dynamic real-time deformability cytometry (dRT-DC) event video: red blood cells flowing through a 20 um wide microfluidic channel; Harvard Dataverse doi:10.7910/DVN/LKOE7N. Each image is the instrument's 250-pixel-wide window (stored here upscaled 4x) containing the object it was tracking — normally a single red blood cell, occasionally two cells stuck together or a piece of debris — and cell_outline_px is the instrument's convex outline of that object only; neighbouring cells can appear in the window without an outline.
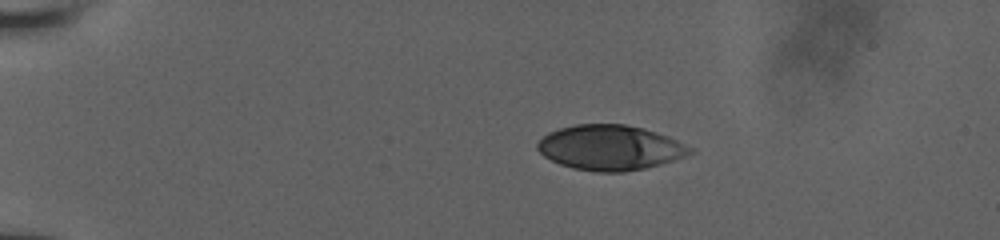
{"species": "human", "species_latin": "Homo sapiens", "temperature_condition": "room temperature", "stored_images_in_passage": 44, "camera_frame_rate_fps": 3000, "um_per_image_px": 0.085, "donor": {"sex": "male"}, "frame": {"image": 1, "passage_image": 1, "time_ms": 0.0, "image_size_px": [1000, 240], "cell_outline_px": [[696, 152], [660, 164], [644, 168], [624, 172], [596, 172], [572, 168], [560, 164], [544, 156], [536, 148], [536, 144], [548, 132], [560, 128], [576, 124], [624, 124], [644, 128], [668, 136], [696, 148]], "centroid_in_image_um": [51.88, 12.54], "position_along_channel_um": 33.1, "area_um2": 40.17}}
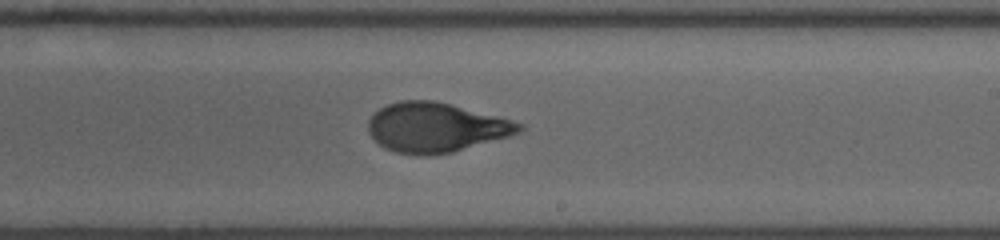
{"frame": {"image": 2, "passage_image": 24, "time_ms": 7.667, "image_size_px": [1000, 240], "cell_outline_px": [[524, 128], [520, 132], [508, 136], [452, 152], [428, 156], [420, 156], [396, 152], [384, 148], [368, 132], [368, 120], [380, 108], [388, 104], [400, 100], [432, 100], [448, 104], [524, 124]], "centroid_in_image_um": [36.99, 10.85], "position_along_channel_um": 252.0, "area_um2": 42.89}}
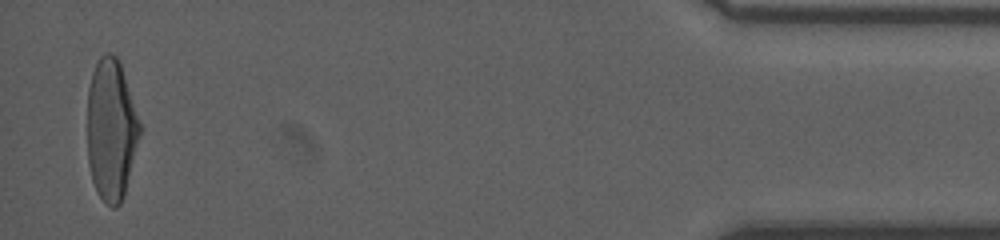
{"frame": {"image": 3, "passage_image": 43, "time_ms": 14.0, "image_size_px": [1000, 240], "cell_outline_px": [[140, 132], [124, 196], [120, 204], [116, 208], [112, 208], [96, 192], [92, 180], [88, 164], [88, 88], [92, 72], [100, 56], [108, 52], [116, 56], [120, 64], [140, 124]], "centroid_in_image_um": [9.43, 11.05], "position_along_channel_um": 425.8, "area_um2": 42.6}, "authors_computed_cell_mechanics": {"area_um2": 42.8876, "velocity_mm_per_s": 3.923, "shape_relaxation_time_tau1_ms": 7.0115, "shape_relaxation_time_tau2_ms": 0.8602, "deformation_change_tau1": 0.2721, "deformation_change_tau2": 0.0721}}